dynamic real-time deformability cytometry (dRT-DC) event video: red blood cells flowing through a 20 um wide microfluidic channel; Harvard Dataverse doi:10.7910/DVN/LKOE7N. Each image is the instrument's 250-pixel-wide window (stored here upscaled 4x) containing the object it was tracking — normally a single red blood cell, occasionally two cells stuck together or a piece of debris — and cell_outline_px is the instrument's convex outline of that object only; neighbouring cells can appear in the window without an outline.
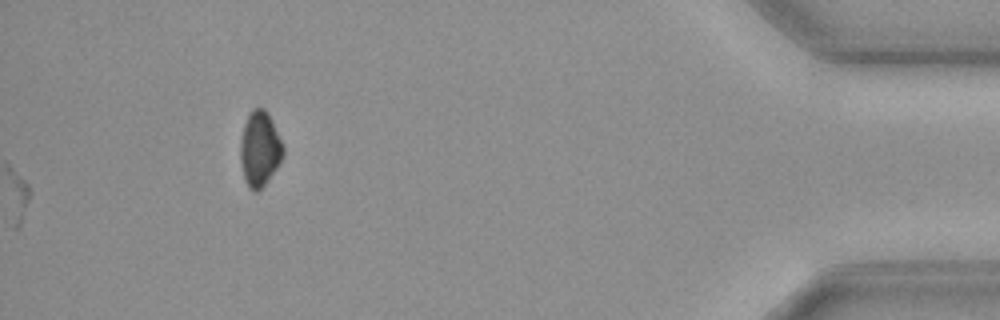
{"species": "common noctule bat (a hibernating species)", "species_latin": "Nyctalus noctula", "temperature_condition": "cold", "stored_images_in_passage": 36, "segment_of_instrument_passage": [3, 3], "camera_frame_rate_fps": 3000, "um_per_image_px": 0.085, "animal": {"sex": "female", "body_mass_g": 19.3, "forearm_length_mm": 54.1}, "frame": {"image": 1, "passage_image": 36, "time_ms": 11.667, "image_size_px": [1000, 320], "cell_outline_px": [[284, 156], [276, 168], [264, 184], [256, 192], [252, 192], [248, 188], [244, 180], [240, 160], [240, 140], [244, 124], [252, 108], [264, 108], [268, 112], [272, 120], [284, 148]], "centroid_in_image_um": [22.06, 12.65], "position_along_channel_um": 413.1, "area_um2": 18.73}}